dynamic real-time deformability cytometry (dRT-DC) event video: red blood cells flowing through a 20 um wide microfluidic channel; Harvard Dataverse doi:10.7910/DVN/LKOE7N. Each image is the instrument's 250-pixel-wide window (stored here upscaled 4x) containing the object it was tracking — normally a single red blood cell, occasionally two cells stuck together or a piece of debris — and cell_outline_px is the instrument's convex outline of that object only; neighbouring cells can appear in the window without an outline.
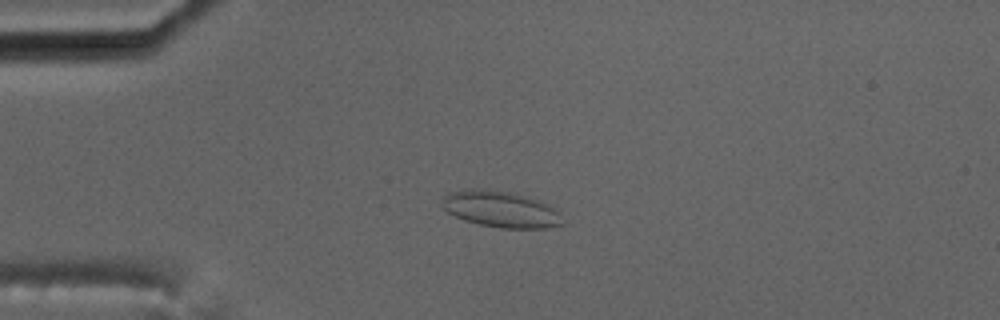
{"species": "common noctule bat (a hibernating species)", "species_latin": "Nyctalus noctula", "temperature_condition": "cold", "stored_images_in_passage": 6, "camera_frame_rate_fps": 3000, "um_per_image_px": 0.085, "animal": {"sex": "male", "body_mass_g": 17.5, "forearm_length_mm": 52.3}, "frame": {"image": 1, "passage_image": 5, "time_ms": 4.667, "image_size_px": [1000, 320], "cell_outline_px": [[564, 224], [548, 228], [500, 228], [480, 224], [464, 220], [448, 212], [444, 208], [440, 196], [448, 192], [468, 188], [488, 188], [508, 192], [524, 196], [548, 204], [556, 208], [560, 212]], "centroid_in_image_um": [42.55, 17.77], "position_along_channel_um": 42.5, "area_um2": 25.72}}